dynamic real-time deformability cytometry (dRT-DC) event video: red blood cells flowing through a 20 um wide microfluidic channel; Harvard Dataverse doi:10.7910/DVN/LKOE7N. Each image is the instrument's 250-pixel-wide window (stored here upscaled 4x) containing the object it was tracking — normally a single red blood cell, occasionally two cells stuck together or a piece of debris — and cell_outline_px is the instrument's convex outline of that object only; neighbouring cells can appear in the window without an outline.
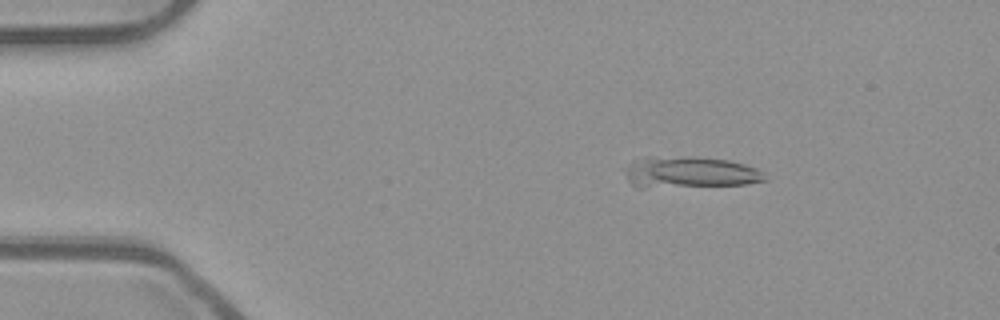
{"species": "common noctule bat (a hibernating species)", "species_latin": "Nyctalus noctula", "temperature_condition": "room temperature", "stored_images_in_passage": 13, "camera_frame_rate_fps": 3000, "um_per_image_px": 0.085, "animal": {"sex": "male", "body_mass_g": 23.1, "forearm_length_mm": 52.7}, "frame": {"image": 1, "passage_image": 2, "time_ms": 0.333, "image_size_px": [1000, 320], "cell_outline_px": [[768, 180], [744, 184], [644, 188], [636, 188], [628, 180], [620, 168], [632, 160], [648, 156], [696, 156], [728, 160], [744, 164], [756, 168], [764, 172]], "centroid_in_image_um": [58.53, 14.63], "position_along_channel_um": 26.5, "area_um2": 26.36}}
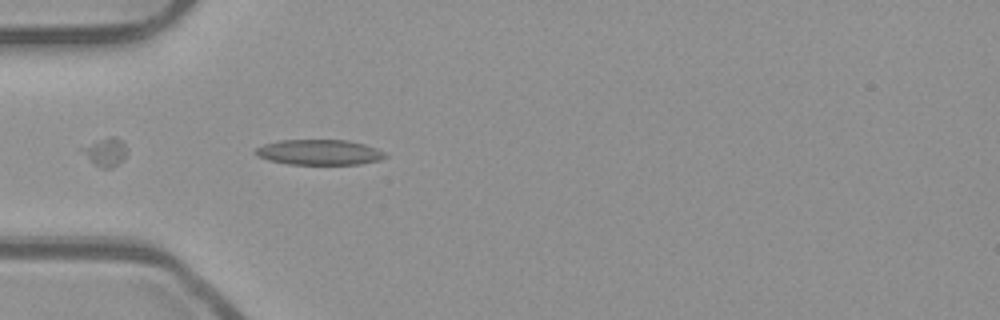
{"frame": {"image": 2, "passage_image": 10, "time_ms": 3.0, "image_size_px": [1000, 320], "cell_outline_px": [[388, 156], [380, 160], [360, 164], [288, 164], [268, 160], [256, 156], [252, 152], [256, 148], [264, 144], [280, 140], [348, 140], [364, 144], [376, 148], [384, 152]], "centroid_in_image_um": [27.11, 12.94], "position_along_channel_um": 57.9, "area_um2": 19.25}}
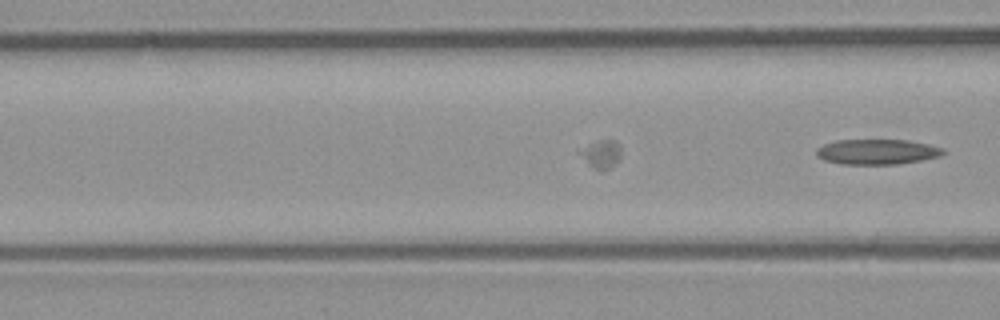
{"frame": {"image": 3, "passage_image": 13, "time_ms": 4.0, "image_size_px": [1000, 320], "cell_outline_px": [[944, 152], [940, 156], [920, 160], [896, 164], [840, 164], [824, 160], [816, 156], [816, 148], [824, 144], [836, 140], [908, 140], [928, 144], [944, 148]], "centroid_in_image_um": [74.52, 12.9], "position_along_channel_um": 92.1, "area_um2": 18.61}}